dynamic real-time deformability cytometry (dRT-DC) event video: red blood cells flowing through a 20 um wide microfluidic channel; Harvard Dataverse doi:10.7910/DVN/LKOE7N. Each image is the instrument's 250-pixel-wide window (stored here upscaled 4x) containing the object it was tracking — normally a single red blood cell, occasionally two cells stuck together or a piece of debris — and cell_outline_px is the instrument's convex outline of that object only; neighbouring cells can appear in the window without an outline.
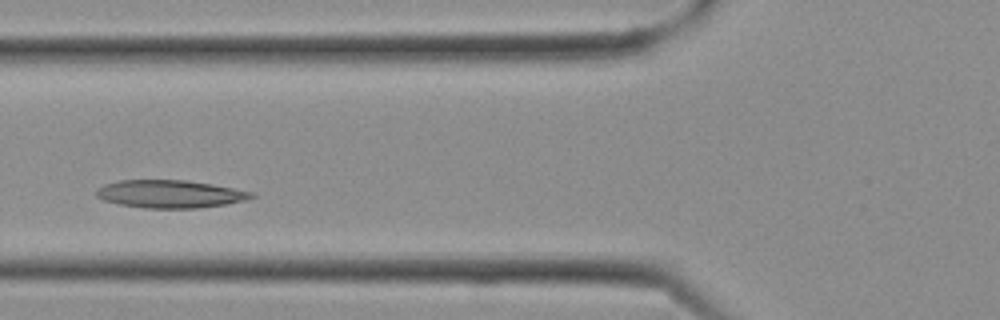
{"species": "Egyptian fruit bat (a non-hibernating species)", "species_latin": "Rousettus aegyptiacus", "temperature_condition": "cold", "stored_images_in_passage": 9, "camera_frame_rate_fps": 3000, "um_per_image_px": 0.085, "frame": {"image": 1, "passage_image": 6, "time_ms": 1.667, "image_size_px": [1000, 320], "cell_outline_px": [[256, 196], [244, 200], [224, 204], [196, 208], [144, 208], [120, 204], [104, 200], [96, 196], [96, 192], [104, 184], [120, 180], [184, 180], [212, 184], [256, 192]], "centroid_in_image_um": [14.48, 16.48], "position_along_channel_um": 111.3, "area_um2": 24.97}}
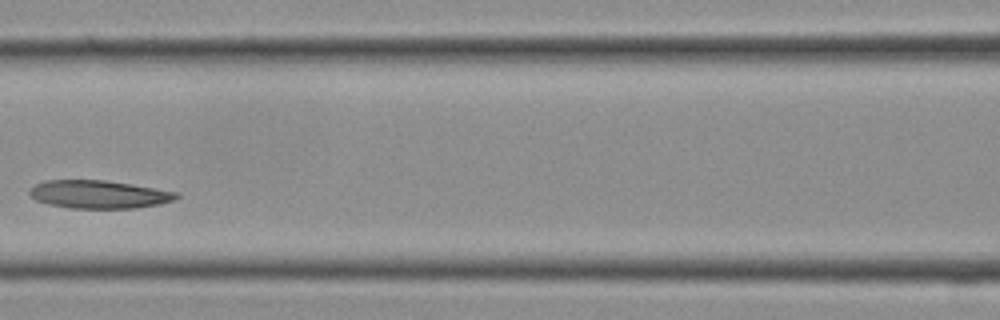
{"frame": {"image": 2, "passage_image": 8, "time_ms": 2.333, "image_size_px": [1000, 320], "cell_outline_px": [[180, 196], [176, 200], [160, 204], [136, 208], [72, 208], [48, 204], [36, 200], [28, 192], [36, 184], [44, 180], [104, 180], [132, 184], [180, 192]], "centroid_in_image_um": [8.47, 16.52], "position_along_channel_um": 158.1, "area_um2": 24.1}}